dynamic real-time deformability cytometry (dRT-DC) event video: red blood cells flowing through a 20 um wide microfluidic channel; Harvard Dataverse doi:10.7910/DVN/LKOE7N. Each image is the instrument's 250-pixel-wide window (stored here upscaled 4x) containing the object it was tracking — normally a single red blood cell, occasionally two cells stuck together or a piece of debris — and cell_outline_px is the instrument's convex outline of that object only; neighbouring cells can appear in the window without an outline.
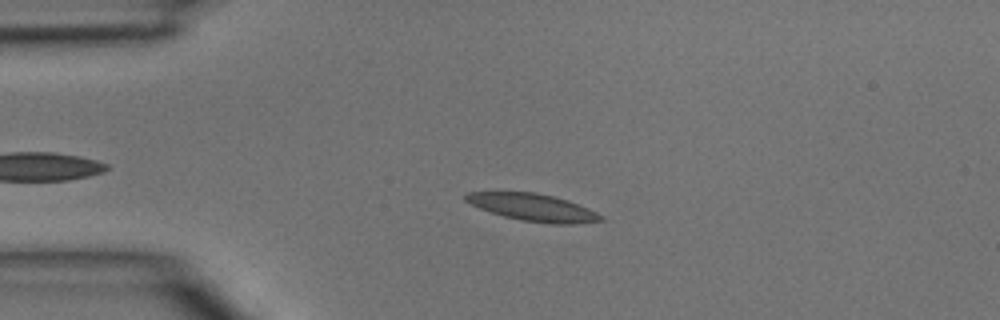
{"species": "common noctule bat (a hibernating species)", "species_latin": "Nyctalus noctula", "temperature_condition": "room temperature", "stored_images_in_passage": 4, "camera_frame_rate_fps": 3000, "um_per_image_px": 0.085, "animal": {"sex": "male", "body_mass_g": 15.6}, "frame": {"image": 1, "passage_image": 3, "time_ms": 0.667, "image_size_px": [1000, 320], "cell_outline_px": [[604, 220], [572, 224], [552, 224], [520, 220], [504, 216], [480, 208], [464, 200], [464, 196], [468, 192], [536, 192], [568, 200], [588, 208], [604, 216]], "centroid_in_image_um": [45.33, 17.63], "position_along_channel_um": 39.7, "area_um2": 21.33}}